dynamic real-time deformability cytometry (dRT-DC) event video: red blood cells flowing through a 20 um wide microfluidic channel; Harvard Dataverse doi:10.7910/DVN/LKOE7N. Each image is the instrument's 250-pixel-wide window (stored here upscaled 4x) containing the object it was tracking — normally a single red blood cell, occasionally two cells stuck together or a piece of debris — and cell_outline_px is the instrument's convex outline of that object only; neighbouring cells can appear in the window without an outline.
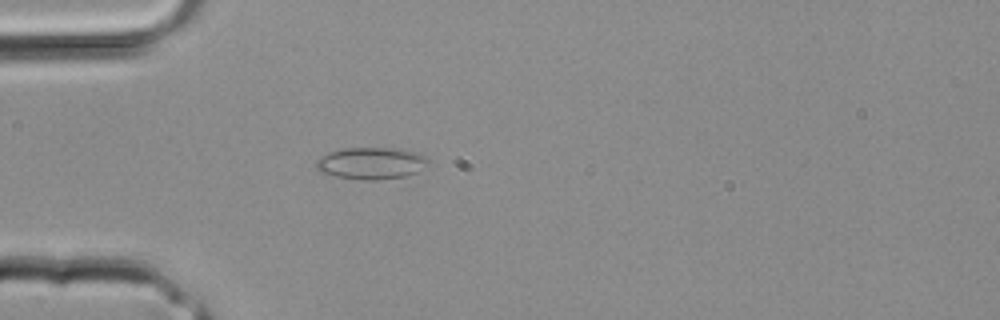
{"species": "common noctule bat (a hibernating species)", "species_latin": "Nyctalus noctula", "temperature_condition": "room temperature", "stored_images_in_passage": 3, "camera_frame_rate_fps": 3000, "um_per_image_px": 0.085, "animal": {"sex": "male", "body_mass_g": 20.4}, "frame": {"image": 1, "passage_image": 3, "time_ms": 0.667, "image_size_px": [1000, 320], "cell_outline_px": [[428, 160], [416, 172], [408, 176], [376, 180], [360, 180], [336, 176], [320, 172], [316, 168], [316, 160], [320, 156], [328, 152], [344, 148], [392, 148], [412, 152], [424, 156]], "centroid_in_image_um": [31.46, 13.88], "position_along_channel_um": 53.5, "area_um2": 20.58}}